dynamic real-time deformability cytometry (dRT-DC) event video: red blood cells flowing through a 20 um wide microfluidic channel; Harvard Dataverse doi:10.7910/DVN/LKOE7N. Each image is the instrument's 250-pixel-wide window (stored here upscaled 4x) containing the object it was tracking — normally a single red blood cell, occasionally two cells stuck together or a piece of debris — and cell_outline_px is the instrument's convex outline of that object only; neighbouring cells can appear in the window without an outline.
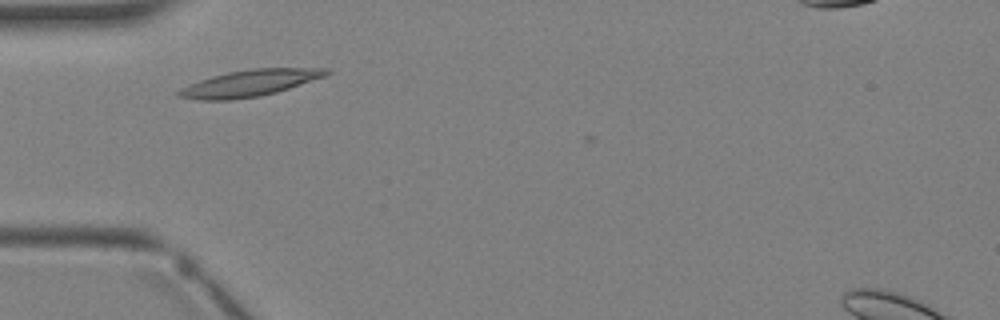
{"species": "Egyptian fruit bat (a non-hibernating species)", "species_latin": "Rousettus aegyptiacus", "temperature_condition": "warm", "stored_images_in_passage": 2, "camera_frame_rate_fps": 3000, "um_per_image_px": 0.085, "animal": {"sex": "female"}, "frame": {"image": 1, "passage_image": 1, "time_ms": 0.0, "image_size_px": [1000, 320], "cell_outline_px": [[332, 72], [324, 76], [276, 92], [260, 96], [232, 100], [196, 100], [176, 96], [176, 92], [200, 80], [212, 76], [228, 72], [252, 68], [328, 68]], "centroid_in_image_um": [21.22, 7.07], "position_along_channel_um": 63.8, "area_um2": 22.54}}